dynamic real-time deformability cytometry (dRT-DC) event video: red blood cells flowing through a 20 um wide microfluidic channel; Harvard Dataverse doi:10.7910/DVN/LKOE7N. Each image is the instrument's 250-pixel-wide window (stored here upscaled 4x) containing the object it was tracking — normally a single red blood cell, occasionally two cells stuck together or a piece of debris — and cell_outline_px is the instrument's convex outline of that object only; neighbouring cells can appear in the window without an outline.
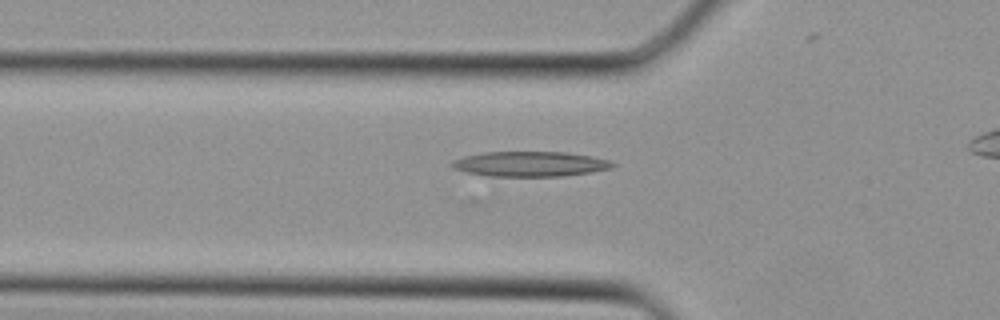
{"species": "Egyptian fruit bat (a non-hibernating species)", "species_latin": "Rousettus aegyptiacus", "temperature_condition": "cold", "stored_images_in_passage": 14, "camera_frame_rate_fps": 3000, "um_per_image_px": 0.085, "animal": {"sex": "female"}, "frame": {"image": 1, "passage_image": 4, "time_ms": 1.0, "image_size_px": [1000, 320], "cell_outline_px": [[616, 164], [612, 168], [592, 172], [564, 176], [488, 176], [468, 172], [452, 168], [448, 164], [452, 160], [464, 156], [484, 152], [564, 152], [592, 156], [608, 160]], "centroid_in_image_um": [45.04, 13.94], "position_along_channel_um": 80.8, "area_um2": 23.52}}
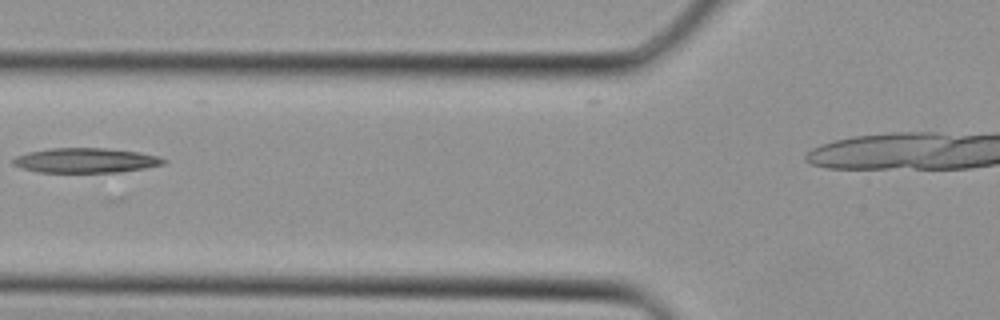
{"frame": {"image": 2, "passage_image": 6, "time_ms": 1.667, "image_size_px": [1000, 320], "cell_outline_px": [[168, 160], [164, 164], [144, 168], [120, 172], [36, 172], [20, 168], [12, 164], [12, 160], [16, 156], [28, 152], [48, 148], [104, 148], [140, 152], [160, 156]], "centroid_in_image_um": [7.28, 13.63], "position_along_channel_um": 118.5, "area_um2": 21.91}}
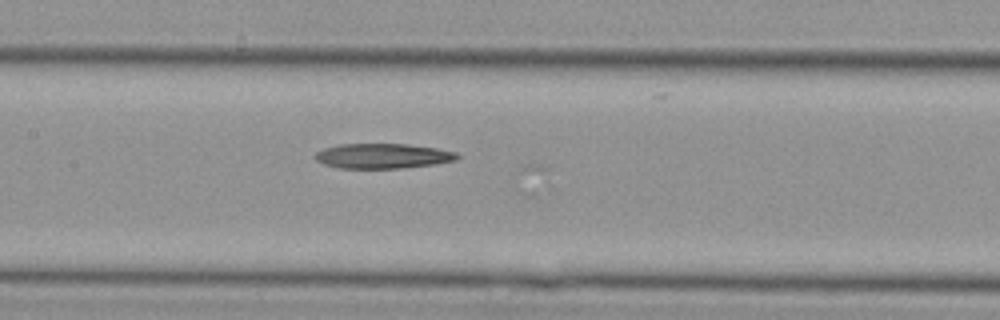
{"frame": {"image": 3, "passage_image": 9, "time_ms": 2.667, "image_size_px": [1000, 320], "cell_outline_px": [[460, 156], [456, 160], [436, 164], [400, 168], [340, 168], [324, 164], [316, 160], [316, 152], [324, 148], [340, 144], [408, 144], [436, 148], [456, 152]], "centroid_in_image_um": [32.56, 13.25], "position_along_channel_um": 174.8, "area_um2": 20.58}}